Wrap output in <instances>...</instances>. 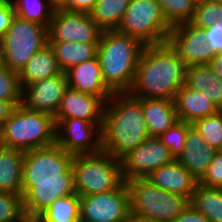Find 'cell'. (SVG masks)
Returning <instances> with one entry per match:
<instances>
[{"label":"cell","mask_w":222,"mask_h":222,"mask_svg":"<svg viewBox=\"0 0 222 222\" xmlns=\"http://www.w3.org/2000/svg\"><path fill=\"white\" fill-rule=\"evenodd\" d=\"M129 191L125 181L104 193L80 196V222H130Z\"/></svg>","instance_id":"30bf717a"},{"label":"cell","mask_w":222,"mask_h":222,"mask_svg":"<svg viewBox=\"0 0 222 222\" xmlns=\"http://www.w3.org/2000/svg\"><path fill=\"white\" fill-rule=\"evenodd\" d=\"M2 39L5 48L4 65L19 73L32 56L48 44V28L15 15Z\"/></svg>","instance_id":"9c48e42d"},{"label":"cell","mask_w":222,"mask_h":222,"mask_svg":"<svg viewBox=\"0 0 222 222\" xmlns=\"http://www.w3.org/2000/svg\"><path fill=\"white\" fill-rule=\"evenodd\" d=\"M71 168L75 192L79 196L108 192L124 182L121 160L103 151L75 155Z\"/></svg>","instance_id":"52a82bcc"},{"label":"cell","mask_w":222,"mask_h":222,"mask_svg":"<svg viewBox=\"0 0 222 222\" xmlns=\"http://www.w3.org/2000/svg\"><path fill=\"white\" fill-rule=\"evenodd\" d=\"M172 222H209V220L200 212L189 205Z\"/></svg>","instance_id":"ab89813d"},{"label":"cell","mask_w":222,"mask_h":222,"mask_svg":"<svg viewBox=\"0 0 222 222\" xmlns=\"http://www.w3.org/2000/svg\"><path fill=\"white\" fill-rule=\"evenodd\" d=\"M102 151L121 159L148 137L140 101L129 93H115L106 102L102 126Z\"/></svg>","instance_id":"3957f363"},{"label":"cell","mask_w":222,"mask_h":222,"mask_svg":"<svg viewBox=\"0 0 222 222\" xmlns=\"http://www.w3.org/2000/svg\"><path fill=\"white\" fill-rule=\"evenodd\" d=\"M5 63V48L2 37H0V65Z\"/></svg>","instance_id":"7bdbcfd3"},{"label":"cell","mask_w":222,"mask_h":222,"mask_svg":"<svg viewBox=\"0 0 222 222\" xmlns=\"http://www.w3.org/2000/svg\"><path fill=\"white\" fill-rule=\"evenodd\" d=\"M186 66L169 42L145 45L129 94L135 98L174 101L184 85Z\"/></svg>","instance_id":"7a4b0ae2"},{"label":"cell","mask_w":222,"mask_h":222,"mask_svg":"<svg viewBox=\"0 0 222 222\" xmlns=\"http://www.w3.org/2000/svg\"><path fill=\"white\" fill-rule=\"evenodd\" d=\"M120 160L123 180L129 181L146 178L156 169L175 159L159 137H148Z\"/></svg>","instance_id":"4fadbf2b"},{"label":"cell","mask_w":222,"mask_h":222,"mask_svg":"<svg viewBox=\"0 0 222 222\" xmlns=\"http://www.w3.org/2000/svg\"><path fill=\"white\" fill-rule=\"evenodd\" d=\"M199 184L209 188H222V153L216 151Z\"/></svg>","instance_id":"d590c367"},{"label":"cell","mask_w":222,"mask_h":222,"mask_svg":"<svg viewBox=\"0 0 222 222\" xmlns=\"http://www.w3.org/2000/svg\"><path fill=\"white\" fill-rule=\"evenodd\" d=\"M65 73L69 87L77 91L101 97L105 102L113 95L104 83L97 56L69 68Z\"/></svg>","instance_id":"ac0fdd59"},{"label":"cell","mask_w":222,"mask_h":222,"mask_svg":"<svg viewBox=\"0 0 222 222\" xmlns=\"http://www.w3.org/2000/svg\"><path fill=\"white\" fill-rule=\"evenodd\" d=\"M144 113L149 137H160L177 121L174 101L156 98H137Z\"/></svg>","instance_id":"ffe728a7"},{"label":"cell","mask_w":222,"mask_h":222,"mask_svg":"<svg viewBox=\"0 0 222 222\" xmlns=\"http://www.w3.org/2000/svg\"><path fill=\"white\" fill-rule=\"evenodd\" d=\"M56 144L54 116L17 105L0 128V145L24 151Z\"/></svg>","instance_id":"5b68a950"},{"label":"cell","mask_w":222,"mask_h":222,"mask_svg":"<svg viewBox=\"0 0 222 222\" xmlns=\"http://www.w3.org/2000/svg\"><path fill=\"white\" fill-rule=\"evenodd\" d=\"M74 155L57 144L24 151L22 171L23 210L33 222L57 198L75 194Z\"/></svg>","instance_id":"6da1fadb"},{"label":"cell","mask_w":222,"mask_h":222,"mask_svg":"<svg viewBox=\"0 0 222 222\" xmlns=\"http://www.w3.org/2000/svg\"><path fill=\"white\" fill-rule=\"evenodd\" d=\"M21 93L18 73L0 65V100L21 102Z\"/></svg>","instance_id":"e575fe53"},{"label":"cell","mask_w":222,"mask_h":222,"mask_svg":"<svg viewBox=\"0 0 222 222\" xmlns=\"http://www.w3.org/2000/svg\"><path fill=\"white\" fill-rule=\"evenodd\" d=\"M20 104L21 102H7L0 100V128L2 127L3 123L11 116L16 106Z\"/></svg>","instance_id":"60d3db41"},{"label":"cell","mask_w":222,"mask_h":222,"mask_svg":"<svg viewBox=\"0 0 222 222\" xmlns=\"http://www.w3.org/2000/svg\"><path fill=\"white\" fill-rule=\"evenodd\" d=\"M190 205L209 222H222V188H209L198 184L190 199Z\"/></svg>","instance_id":"484cf974"},{"label":"cell","mask_w":222,"mask_h":222,"mask_svg":"<svg viewBox=\"0 0 222 222\" xmlns=\"http://www.w3.org/2000/svg\"><path fill=\"white\" fill-rule=\"evenodd\" d=\"M168 42L178 52L186 67L209 64L215 55L206 42L204 29L190 22L173 26Z\"/></svg>","instance_id":"5bb4252c"},{"label":"cell","mask_w":222,"mask_h":222,"mask_svg":"<svg viewBox=\"0 0 222 222\" xmlns=\"http://www.w3.org/2000/svg\"><path fill=\"white\" fill-rule=\"evenodd\" d=\"M15 16V9L11 0H0V37H3Z\"/></svg>","instance_id":"74e56055"},{"label":"cell","mask_w":222,"mask_h":222,"mask_svg":"<svg viewBox=\"0 0 222 222\" xmlns=\"http://www.w3.org/2000/svg\"><path fill=\"white\" fill-rule=\"evenodd\" d=\"M62 72L53 47L48 43L34 54L18 73L19 84L22 89L30 83L56 76Z\"/></svg>","instance_id":"7402d4cb"},{"label":"cell","mask_w":222,"mask_h":222,"mask_svg":"<svg viewBox=\"0 0 222 222\" xmlns=\"http://www.w3.org/2000/svg\"><path fill=\"white\" fill-rule=\"evenodd\" d=\"M209 65L213 69L215 75H217L222 80V52L216 53L211 59Z\"/></svg>","instance_id":"b9f144b4"},{"label":"cell","mask_w":222,"mask_h":222,"mask_svg":"<svg viewBox=\"0 0 222 222\" xmlns=\"http://www.w3.org/2000/svg\"><path fill=\"white\" fill-rule=\"evenodd\" d=\"M15 9V15L27 21L35 22L46 28L54 14V7L48 0H11Z\"/></svg>","instance_id":"f1b7e54d"},{"label":"cell","mask_w":222,"mask_h":222,"mask_svg":"<svg viewBox=\"0 0 222 222\" xmlns=\"http://www.w3.org/2000/svg\"><path fill=\"white\" fill-rule=\"evenodd\" d=\"M174 105L178 120L190 124L220 111L209 98L201 92L187 87L185 84L177 91Z\"/></svg>","instance_id":"d6986e66"},{"label":"cell","mask_w":222,"mask_h":222,"mask_svg":"<svg viewBox=\"0 0 222 222\" xmlns=\"http://www.w3.org/2000/svg\"><path fill=\"white\" fill-rule=\"evenodd\" d=\"M33 222H80V196L57 198Z\"/></svg>","instance_id":"4316f807"},{"label":"cell","mask_w":222,"mask_h":222,"mask_svg":"<svg viewBox=\"0 0 222 222\" xmlns=\"http://www.w3.org/2000/svg\"><path fill=\"white\" fill-rule=\"evenodd\" d=\"M102 32L89 13L55 9L48 42L99 43Z\"/></svg>","instance_id":"8fae6325"},{"label":"cell","mask_w":222,"mask_h":222,"mask_svg":"<svg viewBox=\"0 0 222 222\" xmlns=\"http://www.w3.org/2000/svg\"><path fill=\"white\" fill-rule=\"evenodd\" d=\"M68 87L65 72L30 83L22 88L21 104L29 110L54 116Z\"/></svg>","instance_id":"9a60e30c"},{"label":"cell","mask_w":222,"mask_h":222,"mask_svg":"<svg viewBox=\"0 0 222 222\" xmlns=\"http://www.w3.org/2000/svg\"><path fill=\"white\" fill-rule=\"evenodd\" d=\"M171 29L157 0H130L116 30L144 45H158L168 42Z\"/></svg>","instance_id":"ba28073f"},{"label":"cell","mask_w":222,"mask_h":222,"mask_svg":"<svg viewBox=\"0 0 222 222\" xmlns=\"http://www.w3.org/2000/svg\"><path fill=\"white\" fill-rule=\"evenodd\" d=\"M106 102L98 96L89 95L68 87L54 115L55 124L61 120L77 118L90 123H103Z\"/></svg>","instance_id":"2e32d148"},{"label":"cell","mask_w":222,"mask_h":222,"mask_svg":"<svg viewBox=\"0 0 222 222\" xmlns=\"http://www.w3.org/2000/svg\"><path fill=\"white\" fill-rule=\"evenodd\" d=\"M167 22L173 27L190 22L198 0H157Z\"/></svg>","instance_id":"f546056e"},{"label":"cell","mask_w":222,"mask_h":222,"mask_svg":"<svg viewBox=\"0 0 222 222\" xmlns=\"http://www.w3.org/2000/svg\"><path fill=\"white\" fill-rule=\"evenodd\" d=\"M24 152L0 145V192L22 194Z\"/></svg>","instance_id":"cb8c5ba5"},{"label":"cell","mask_w":222,"mask_h":222,"mask_svg":"<svg viewBox=\"0 0 222 222\" xmlns=\"http://www.w3.org/2000/svg\"><path fill=\"white\" fill-rule=\"evenodd\" d=\"M0 222H29L23 210L22 194L0 192Z\"/></svg>","instance_id":"d6a6232c"},{"label":"cell","mask_w":222,"mask_h":222,"mask_svg":"<svg viewBox=\"0 0 222 222\" xmlns=\"http://www.w3.org/2000/svg\"><path fill=\"white\" fill-rule=\"evenodd\" d=\"M184 84L201 92L222 110V80L215 75L209 64L186 67Z\"/></svg>","instance_id":"603a6c76"},{"label":"cell","mask_w":222,"mask_h":222,"mask_svg":"<svg viewBox=\"0 0 222 222\" xmlns=\"http://www.w3.org/2000/svg\"><path fill=\"white\" fill-rule=\"evenodd\" d=\"M48 2L54 7V9H61L66 0H48Z\"/></svg>","instance_id":"ee69618b"},{"label":"cell","mask_w":222,"mask_h":222,"mask_svg":"<svg viewBox=\"0 0 222 222\" xmlns=\"http://www.w3.org/2000/svg\"><path fill=\"white\" fill-rule=\"evenodd\" d=\"M97 0H66L61 9L76 12L90 13Z\"/></svg>","instance_id":"f35d334b"},{"label":"cell","mask_w":222,"mask_h":222,"mask_svg":"<svg viewBox=\"0 0 222 222\" xmlns=\"http://www.w3.org/2000/svg\"><path fill=\"white\" fill-rule=\"evenodd\" d=\"M103 123H90L77 118L61 120L56 125V144L72 155L102 151Z\"/></svg>","instance_id":"7c38bea8"},{"label":"cell","mask_w":222,"mask_h":222,"mask_svg":"<svg viewBox=\"0 0 222 222\" xmlns=\"http://www.w3.org/2000/svg\"><path fill=\"white\" fill-rule=\"evenodd\" d=\"M216 150L208 145L201 135L191 127L188 130L183 154L178 161L198 180L207 171Z\"/></svg>","instance_id":"44dd1931"},{"label":"cell","mask_w":222,"mask_h":222,"mask_svg":"<svg viewBox=\"0 0 222 222\" xmlns=\"http://www.w3.org/2000/svg\"><path fill=\"white\" fill-rule=\"evenodd\" d=\"M192 127L208 145L218 151L222 145V110L206 118L198 119Z\"/></svg>","instance_id":"4dcf8cb0"},{"label":"cell","mask_w":222,"mask_h":222,"mask_svg":"<svg viewBox=\"0 0 222 222\" xmlns=\"http://www.w3.org/2000/svg\"><path fill=\"white\" fill-rule=\"evenodd\" d=\"M145 45L138 39L117 30L102 32L97 49L102 77L113 93H128Z\"/></svg>","instance_id":"277c9868"},{"label":"cell","mask_w":222,"mask_h":222,"mask_svg":"<svg viewBox=\"0 0 222 222\" xmlns=\"http://www.w3.org/2000/svg\"><path fill=\"white\" fill-rule=\"evenodd\" d=\"M218 151L222 153V145H221V147H220V149Z\"/></svg>","instance_id":"bcb514c9"},{"label":"cell","mask_w":222,"mask_h":222,"mask_svg":"<svg viewBox=\"0 0 222 222\" xmlns=\"http://www.w3.org/2000/svg\"><path fill=\"white\" fill-rule=\"evenodd\" d=\"M55 52L60 69L66 72L69 68L97 56L99 43L48 42Z\"/></svg>","instance_id":"d4e9b609"},{"label":"cell","mask_w":222,"mask_h":222,"mask_svg":"<svg viewBox=\"0 0 222 222\" xmlns=\"http://www.w3.org/2000/svg\"><path fill=\"white\" fill-rule=\"evenodd\" d=\"M130 0H97L89 15L103 30H116L121 23Z\"/></svg>","instance_id":"83f0119b"},{"label":"cell","mask_w":222,"mask_h":222,"mask_svg":"<svg viewBox=\"0 0 222 222\" xmlns=\"http://www.w3.org/2000/svg\"><path fill=\"white\" fill-rule=\"evenodd\" d=\"M125 183L132 218L172 222L190 205L187 197L156 187L146 178L131 179Z\"/></svg>","instance_id":"8992f818"},{"label":"cell","mask_w":222,"mask_h":222,"mask_svg":"<svg viewBox=\"0 0 222 222\" xmlns=\"http://www.w3.org/2000/svg\"><path fill=\"white\" fill-rule=\"evenodd\" d=\"M206 42L214 53L222 52V22H216L211 26L204 28Z\"/></svg>","instance_id":"8d00e7d4"},{"label":"cell","mask_w":222,"mask_h":222,"mask_svg":"<svg viewBox=\"0 0 222 222\" xmlns=\"http://www.w3.org/2000/svg\"><path fill=\"white\" fill-rule=\"evenodd\" d=\"M192 124L178 120L167 132L159 138L161 142L170 150L171 156L178 160L183 154L184 145L188 130Z\"/></svg>","instance_id":"836d02e7"},{"label":"cell","mask_w":222,"mask_h":222,"mask_svg":"<svg viewBox=\"0 0 222 222\" xmlns=\"http://www.w3.org/2000/svg\"><path fill=\"white\" fill-rule=\"evenodd\" d=\"M153 185L171 193L182 195L189 200L199 180L178 160L165 164L146 177Z\"/></svg>","instance_id":"e0dca14e"},{"label":"cell","mask_w":222,"mask_h":222,"mask_svg":"<svg viewBox=\"0 0 222 222\" xmlns=\"http://www.w3.org/2000/svg\"><path fill=\"white\" fill-rule=\"evenodd\" d=\"M130 222H156V221H149V220H144L141 218H132L131 217Z\"/></svg>","instance_id":"f6af8a7d"},{"label":"cell","mask_w":222,"mask_h":222,"mask_svg":"<svg viewBox=\"0 0 222 222\" xmlns=\"http://www.w3.org/2000/svg\"><path fill=\"white\" fill-rule=\"evenodd\" d=\"M216 22H222V1L198 0L190 23L204 29Z\"/></svg>","instance_id":"1f68e13d"}]
</instances>
